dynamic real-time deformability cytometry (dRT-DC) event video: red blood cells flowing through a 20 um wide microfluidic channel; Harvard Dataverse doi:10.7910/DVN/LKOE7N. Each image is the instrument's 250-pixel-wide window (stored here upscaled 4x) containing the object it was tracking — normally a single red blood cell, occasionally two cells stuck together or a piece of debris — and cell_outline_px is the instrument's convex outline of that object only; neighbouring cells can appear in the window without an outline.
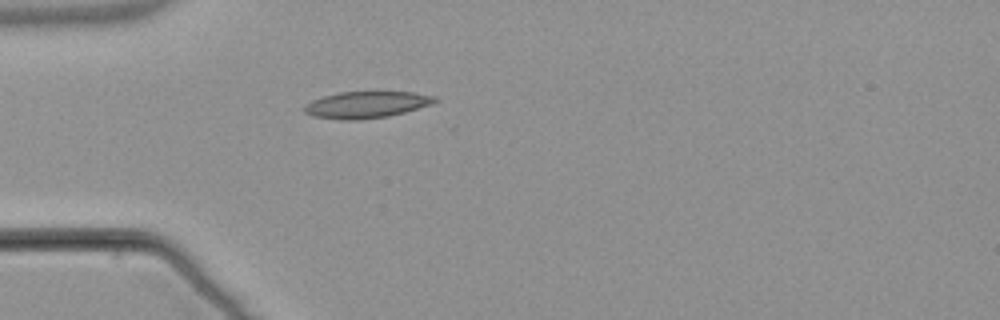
{"species": "common noctule bat (a hibernating species)", "species_latin": "Nyctalus noctula", "temperature_condition": "warm", "stored_images_in_passage": 32, "camera_frame_rate_fps": 3000, "um_per_image_px": 0.085, "animal": {"sex": "male", "body_mass_g": 21.5, "forearm_length_mm": 52.0}, "frame": {"image": 1, "passage_image": 1, "time_ms": 0.0, "image_size_px": [1000, 320], "cell_outline_px": [[440, 100], [432, 104], [404, 112], [388, 116], [360, 120], [340, 120], [312, 116], [304, 112], [300, 108], [304, 104], [312, 100], [324, 96], [340, 92], [412, 92], [436, 96]], "centroid_in_image_um": [31.11, 8.9], "position_along_channel_um": 53.9, "area_um2": 20.46}}
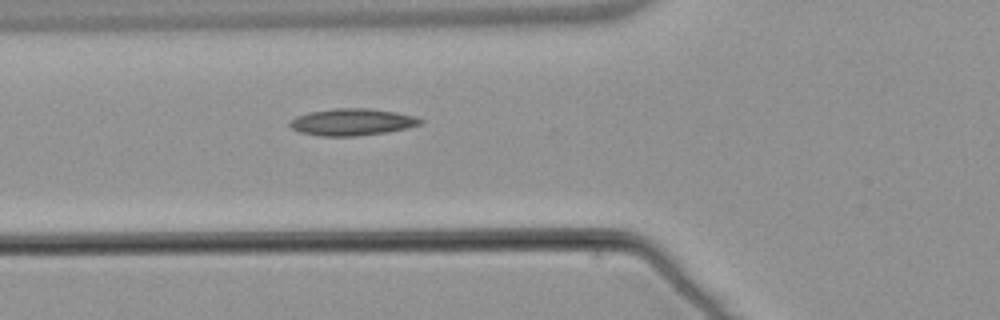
{"frame": {"image": 2, "passage_image": 5, "time_ms": 1.333, "image_size_px": [1000, 320], "cell_outline_px": [[424, 120], [420, 124], [408, 128], [388, 132], [356, 136], [320, 136], [300, 132], [292, 128], [288, 124], [296, 116], [308, 112], [332, 108], [368, 108], [396, 112], [416, 116]], "centroid_in_image_um": [29.94, 10.37], "position_along_channel_um": 95.9, "area_um2": 20.58}, "authors_computed_cell_mechanics": {"area_um2": 18.785, "velocity_mm_per_s": 3.8216, "shape_relaxation_time_tau1_ms": null, "shape_relaxation_time_tau2_ms": 6.9787, "deformation_change_tau1": null, "deformation_change_tau2": 0.1679}}